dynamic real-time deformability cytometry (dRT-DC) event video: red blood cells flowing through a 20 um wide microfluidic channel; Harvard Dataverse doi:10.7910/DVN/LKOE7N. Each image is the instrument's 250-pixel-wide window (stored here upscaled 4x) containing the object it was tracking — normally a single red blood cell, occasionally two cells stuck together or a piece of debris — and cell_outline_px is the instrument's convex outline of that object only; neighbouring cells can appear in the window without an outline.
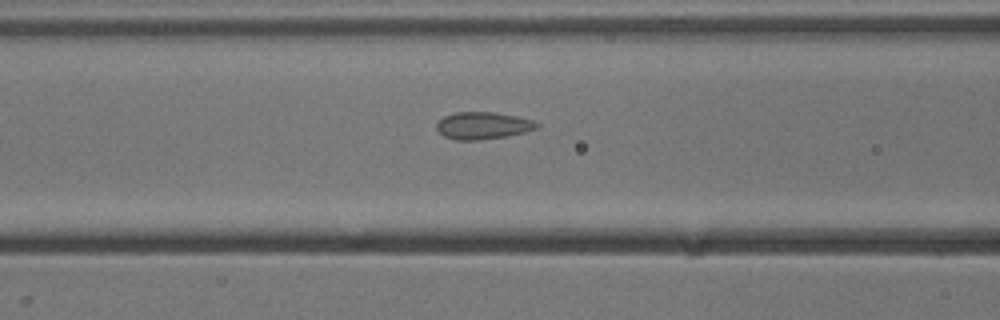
{"species": "common noctule bat (a hibernating species)", "species_latin": "Nyctalus noctula", "temperature_condition": "cold", "stored_images_in_passage": 37, "camera_frame_rate_fps": 3000, "um_per_image_px": 0.085, "animal": {"sex": "male", "body_mass_g": 13.3}, "frame": {"image": 1, "passage_image": 15, "time_ms": 4.667, "image_size_px": [1000, 320], "cell_outline_px": [[540, 128], [508, 136], [476, 140], [456, 140], [444, 136], [436, 128], [436, 124], [444, 116], [456, 112], [492, 112], [516, 116], [532, 120], [540, 124]], "centroid_in_image_um": [41.06, 10.67], "position_along_channel_um": 125.5, "area_um2": 15.84}}
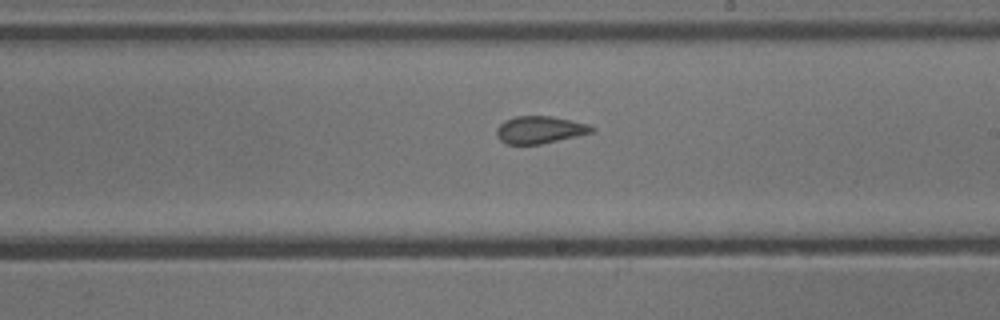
{"frame": {"image": 2, "passage_image": 24, "time_ms": 7.667, "image_size_px": [1000, 320], "cell_outline_px": [[596, 128], [592, 132], [576, 136], [540, 144], [508, 144], [500, 140], [496, 136], [496, 128], [504, 120], [516, 116], [552, 116], [572, 120], [588, 124]], "centroid_in_image_um": [45.86, 11.02], "position_along_channel_um": 243.1, "area_um2": 15.14}}
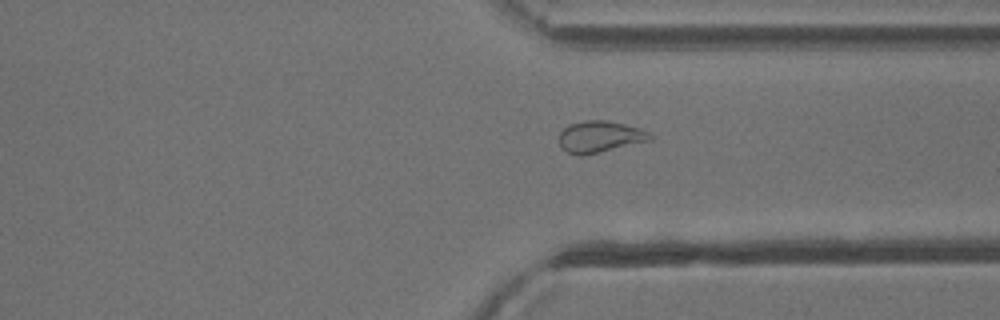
{"frame": {"image": 3, "passage_image": 33, "time_ms": 10.667, "image_size_px": [1000, 320], "cell_outline_px": [[652, 140], [584, 156], [580, 156], [568, 152], [560, 148], [560, 132], [568, 124], [584, 120], [608, 120], [640, 128], [648, 132], [652, 136]], "centroid_in_image_um": [50.98, 11.62], "position_along_channel_um": 360.4, "area_um2": 16.88}}